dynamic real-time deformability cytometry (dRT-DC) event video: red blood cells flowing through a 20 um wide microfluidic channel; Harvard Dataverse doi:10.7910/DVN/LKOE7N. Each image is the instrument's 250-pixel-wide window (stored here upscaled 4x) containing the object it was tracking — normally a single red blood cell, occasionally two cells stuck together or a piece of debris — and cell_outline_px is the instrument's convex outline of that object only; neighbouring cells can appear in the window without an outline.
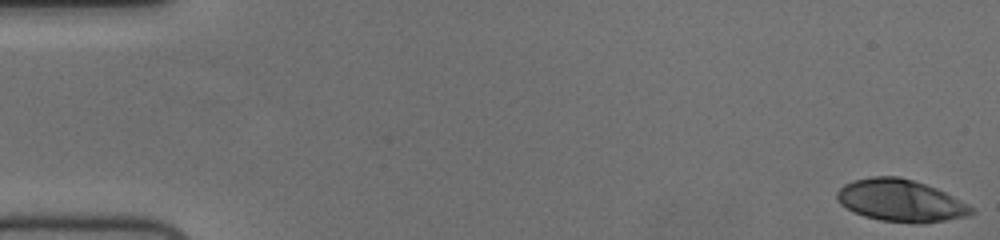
{"species": "human", "species_latin": "Homo sapiens", "temperature_condition": "cold", "stored_images_in_passage": 56, "camera_frame_rate_fps": 3000, "um_per_image_px": 0.085, "donor": {"sex": "female"}, "frame": {"image": 1, "passage_image": 1, "time_ms": 0.0, "image_size_px": [1000, 240], "cell_outline_px": [[976, 212], [968, 216], [924, 224], [912, 224], [880, 220], [864, 216], [852, 212], [840, 204], [836, 200], [836, 192], [844, 184], [852, 180], [872, 176], [900, 176], [936, 188], [968, 204]], "centroid_in_image_um": [76.52, 17.06], "position_along_channel_um": 8.5, "area_um2": 33.29}}
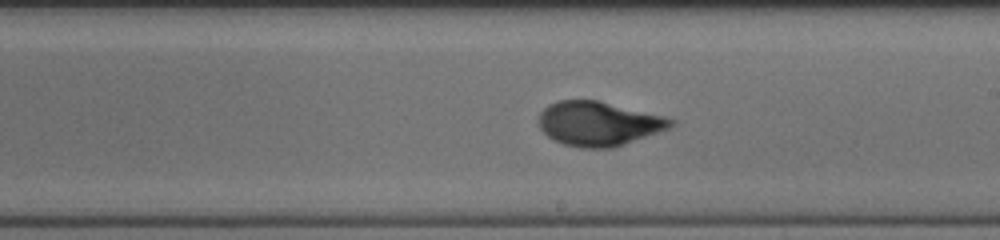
{"frame": {"image": 2, "passage_image": 32, "time_ms": 10.333, "image_size_px": [1000, 240], "cell_outline_px": [[676, 124], [668, 128], [624, 144], [612, 148], [580, 148], [564, 144], [552, 140], [540, 128], [540, 112], [548, 104], [556, 100], [600, 100], [664, 116], [676, 120]], "centroid_in_image_um": [50.87, 10.5], "position_along_channel_um": 238.1, "area_um2": 34.1}}
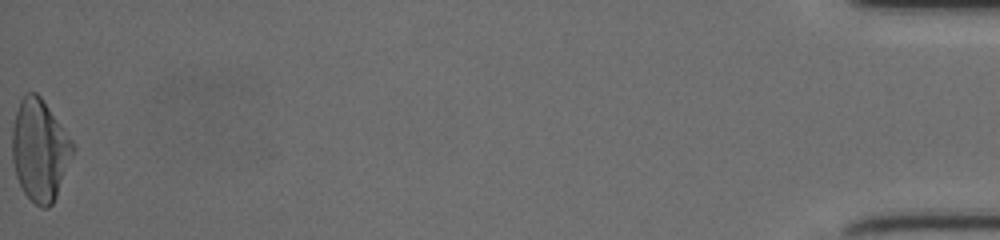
{"frame": {"image": 3, "passage_image": 56, "time_ms": 18.333, "image_size_px": [1000, 240], "cell_outline_px": [[76, 148], [56, 196], [52, 204], [48, 208], [40, 208], [24, 192], [16, 176], [12, 160], [12, 128], [16, 112], [20, 100], [24, 92], [36, 92], [40, 96], [72, 140]], "centroid_in_image_um": [3.38, 12.75], "position_along_channel_um": 431.8, "area_um2": 35.78}, "authors_computed_cell_mechanics": {"area_um2": 33.4084, "velocity_mm_per_s": 3.7206, "shape_relaxation_time_tau1_ms": 3.7726, "shape_relaxation_time_tau2_ms": 1.0797, "deformation_change_tau1": 0.2099, "deformation_change_tau2": 0.0625}}